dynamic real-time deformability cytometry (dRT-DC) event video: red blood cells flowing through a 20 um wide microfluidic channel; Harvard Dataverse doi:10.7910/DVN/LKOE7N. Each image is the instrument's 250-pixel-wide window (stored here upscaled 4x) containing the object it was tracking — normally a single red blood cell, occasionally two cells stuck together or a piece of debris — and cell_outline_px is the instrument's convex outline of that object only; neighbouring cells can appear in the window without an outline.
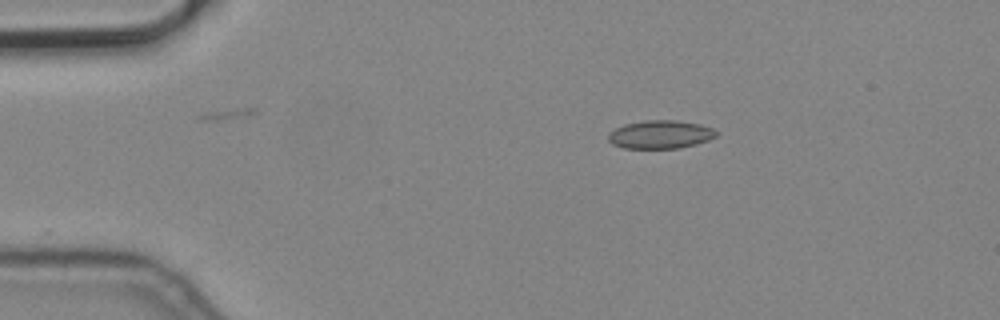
{"species": "common noctule bat (a hibernating species)", "species_latin": "Nyctalus noctula", "temperature_condition": "cold", "stored_images_in_passage": 3, "camera_frame_rate_fps": 3000, "um_per_image_px": 0.085, "animal": {"sex": "male", "body_mass_g": 19.2, "forearm_length_mm": 51.8}, "frame": {"image": 1, "passage_image": 1, "time_ms": 0.0, "image_size_px": [1000, 320], "cell_outline_px": [[716, 136], [708, 140], [696, 144], [680, 148], [624, 148], [612, 144], [608, 140], [608, 132], [624, 124], [644, 120], [676, 120], [700, 124], [712, 128], [716, 132]], "centroid_in_image_um": [56.1, 11.43], "position_along_channel_um": 28.9, "area_um2": 17.8}}
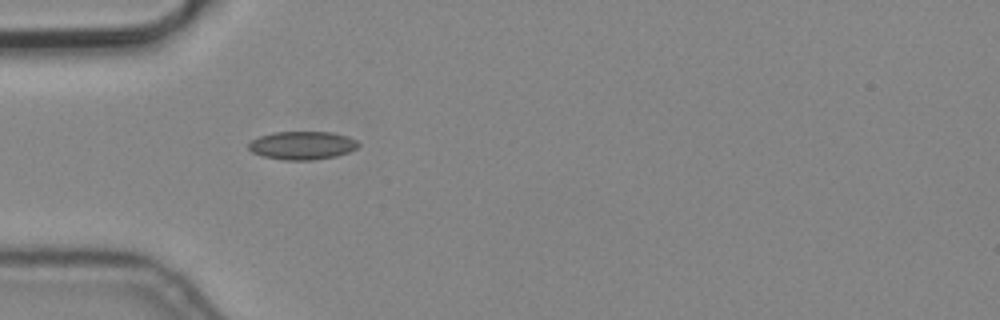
{"frame": {"image": 2, "passage_image": 3, "time_ms": 0.667, "image_size_px": [1000, 320], "cell_outline_px": [[360, 144], [356, 148], [348, 152], [336, 156], [312, 160], [284, 160], [264, 156], [252, 152], [248, 148], [248, 144], [252, 140], [260, 136], [272, 132], [332, 132], [348, 136], [356, 140]], "centroid_in_image_um": [25.7, 12.35], "position_along_channel_um": 59.3, "area_um2": 18.03}}